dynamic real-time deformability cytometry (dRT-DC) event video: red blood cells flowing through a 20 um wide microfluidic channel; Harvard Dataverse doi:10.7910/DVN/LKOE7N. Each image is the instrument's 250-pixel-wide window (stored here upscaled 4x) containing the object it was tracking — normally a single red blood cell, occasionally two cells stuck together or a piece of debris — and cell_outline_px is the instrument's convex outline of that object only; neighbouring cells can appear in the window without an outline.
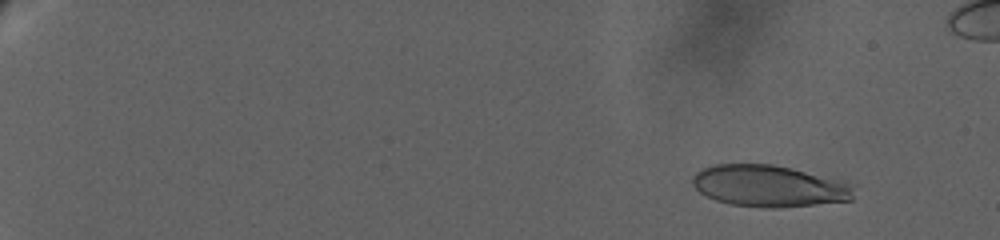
{"species": "human", "species_latin": "Homo sapiens", "temperature_condition": "warm", "stored_images_in_passage": 79, "camera_frame_rate_fps": 3000, "um_per_image_px": 0.085, "donor": {"sex": "female"}, "frame": {"image": 1, "passage_image": 22, "time_ms": 3.0, "image_size_px": [1000, 240], "cell_outline_px": [[852, 200], [776, 208], [764, 208], [732, 204], [716, 200], [700, 192], [692, 184], [692, 176], [696, 172], [704, 168], [716, 164], [772, 164], [804, 172], [844, 184], [848, 188], [852, 196]], "centroid_in_image_um": [65.2, 15.82], "position_along_channel_um": 19.8, "area_um2": 37.74}}